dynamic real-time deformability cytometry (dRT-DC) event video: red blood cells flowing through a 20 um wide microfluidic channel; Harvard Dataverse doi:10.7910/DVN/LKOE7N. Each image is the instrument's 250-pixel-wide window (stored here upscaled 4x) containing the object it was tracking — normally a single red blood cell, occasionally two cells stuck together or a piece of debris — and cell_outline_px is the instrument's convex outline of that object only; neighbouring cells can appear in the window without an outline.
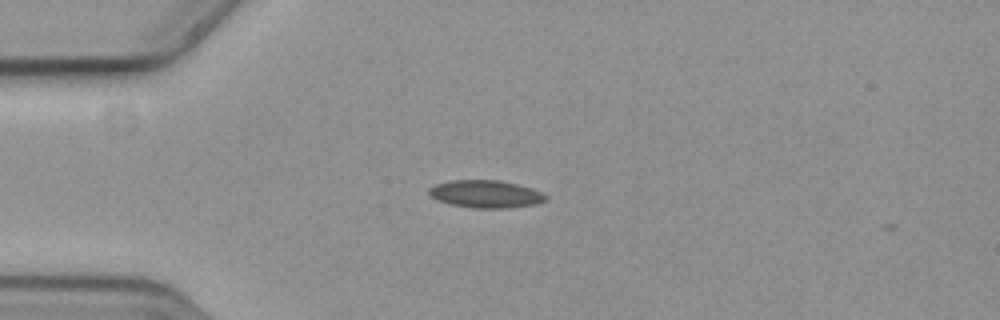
{"species": "common noctule bat (a hibernating species)", "species_latin": "Nyctalus noctula", "temperature_condition": "cold", "stored_images_in_passage": 2, "camera_frame_rate_fps": 3000, "um_per_image_px": 0.085, "animal": {"sex": "female", "body_mass_g": 19.3, "forearm_length_mm": 54.1}, "frame": {"image": 1, "passage_image": 1, "time_ms": 0.0, "image_size_px": [1000, 320], "cell_outline_px": [[548, 200], [536, 204], [508, 208], [472, 208], [452, 204], [436, 200], [428, 192], [428, 188], [436, 184], [452, 180], [500, 180], [516, 184], [540, 192], [548, 196]], "centroid_in_image_um": [41.28, 16.5], "position_along_channel_um": 43.7, "area_um2": 18.67}}